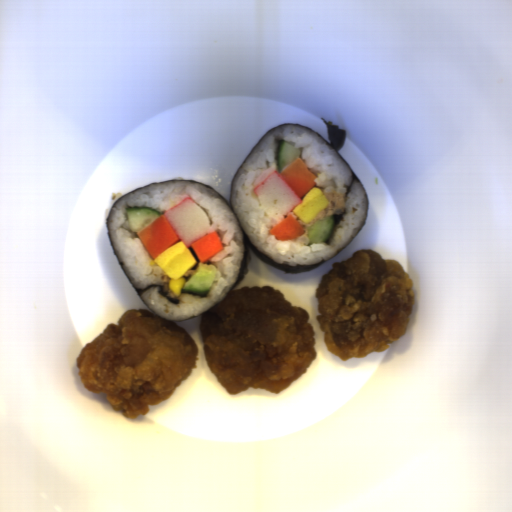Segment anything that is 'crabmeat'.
<instances>
[{
    "label": "crabmeat",
    "instance_id": "crabmeat-2",
    "mask_svg": "<svg viewBox=\"0 0 512 512\" xmlns=\"http://www.w3.org/2000/svg\"><path fill=\"white\" fill-rule=\"evenodd\" d=\"M164 215L186 248L204 237L211 227L206 211L189 197Z\"/></svg>",
    "mask_w": 512,
    "mask_h": 512
},
{
    "label": "crabmeat",
    "instance_id": "crabmeat-1",
    "mask_svg": "<svg viewBox=\"0 0 512 512\" xmlns=\"http://www.w3.org/2000/svg\"><path fill=\"white\" fill-rule=\"evenodd\" d=\"M254 193L267 218L281 220L303 200L275 171L254 188Z\"/></svg>",
    "mask_w": 512,
    "mask_h": 512
}]
</instances>
